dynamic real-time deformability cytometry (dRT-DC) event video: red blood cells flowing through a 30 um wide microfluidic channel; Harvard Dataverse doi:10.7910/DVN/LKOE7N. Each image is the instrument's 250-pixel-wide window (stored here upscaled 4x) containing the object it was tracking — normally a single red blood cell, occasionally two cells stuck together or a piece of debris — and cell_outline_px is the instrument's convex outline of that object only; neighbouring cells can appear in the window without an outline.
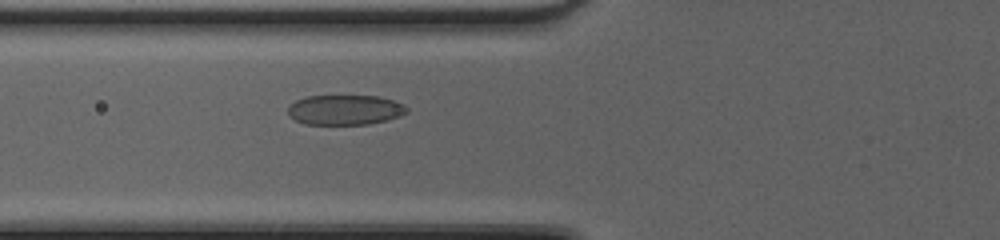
{"species": "common noctule bat (a hibernating species)", "species_latin": "Nyctalus noctula", "temperature_condition": "cold", "stored_images_in_passage": 41, "camera_frame_rate_fps": 3000, "um_per_image_px": 0.085, "animal": {"sex": "female", "body_mass_g": 20.0, "forearm_length_mm": 54.0}, "frame": {"image": 1, "passage_image": 12, "time_ms": 3.667, "image_size_px": [1000, 240], "cell_outline_px": [[408, 112], [400, 116], [388, 120], [368, 124], [304, 124], [288, 116], [288, 108], [296, 100], [308, 96], [380, 96], [404, 104], [408, 108]], "centroid_in_image_um": [29.35, 9.34], "position_along_channel_um": 96.5, "area_um2": 20.81}}
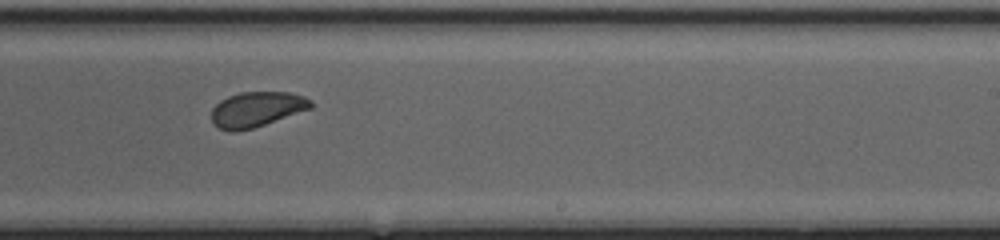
{"frame": {"image": 2, "passage_image": 24, "time_ms": 7.667, "image_size_px": [1000, 240], "cell_outline_px": [[312, 108], [252, 128], [236, 132], [228, 132], [212, 124], [212, 108], [220, 100], [228, 96], [240, 92], [288, 92], [304, 96], [312, 100]], "centroid_in_image_um": [21.79, 9.29], "position_along_channel_um": 267.2, "area_um2": 20.35}}
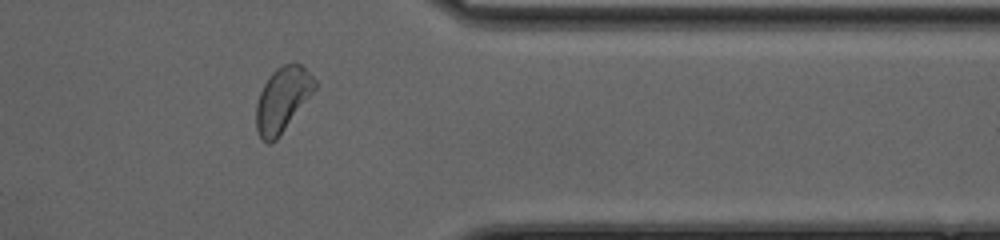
{"frame": {"image": 3, "passage_image": 33, "time_ms": 10.667, "image_size_px": [1000, 240], "cell_outline_px": [[316, 88], [276, 140], [268, 144], [260, 140], [256, 128], [256, 104], [260, 92], [268, 76], [276, 68], [284, 64], [300, 64], [316, 80]], "centroid_in_image_um": [23.98, 8.48], "position_along_channel_um": 387.4, "area_um2": 21.85}, "authors_computed_cell_mechanics": {"area_um2": 21.8484, "velocity_mm_per_s": 4.2604, "shape_relaxation_time_tau1_ms": 2.0992, "shape_relaxation_time_tau2_ms": 1.1373, "deformation_change_tau1": 0.0937, "deformation_change_tau2": 0.064}}